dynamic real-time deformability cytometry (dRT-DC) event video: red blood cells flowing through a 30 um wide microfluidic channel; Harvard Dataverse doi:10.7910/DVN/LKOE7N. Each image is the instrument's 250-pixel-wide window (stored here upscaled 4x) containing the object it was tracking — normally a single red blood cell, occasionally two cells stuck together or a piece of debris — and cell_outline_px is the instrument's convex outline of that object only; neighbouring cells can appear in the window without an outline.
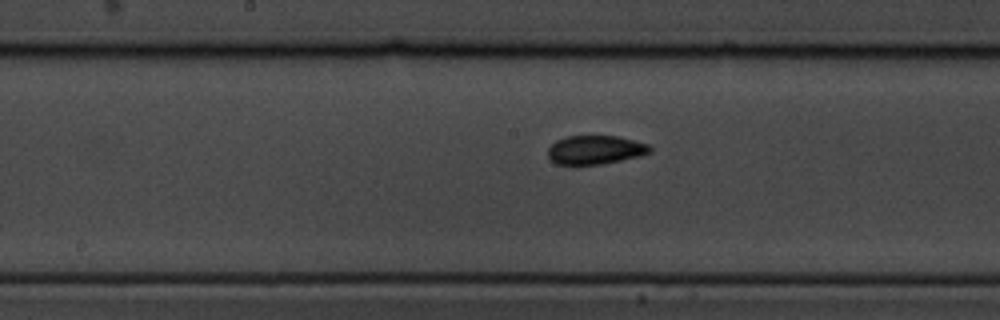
{"species": "common noctule bat (a hibernating species)", "species_latin": "Nyctalus noctula", "temperature_condition": "cold", "stored_images_in_passage": 10, "segment_of_instrument_passage": [2, 2], "camera_frame_rate_fps": 3000, "um_per_image_px": 0.085, "animal": {"sex": "male", "body_mass_g": 19.5, "forearm_length_mm": 54.6}, "frame": {"image": 1, "passage_image": 10, "time_ms": 3.0, "image_size_px": [1000, 320], "cell_outline_px": [[652, 152], [640, 156], [604, 164], [576, 168], [556, 164], [548, 156], [548, 148], [556, 140], [568, 136], [616, 136], [648, 144], [652, 148]], "centroid_in_image_um": [50.56, 12.79], "position_along_channel_um": 197.6, "area_um2": 17.74}}